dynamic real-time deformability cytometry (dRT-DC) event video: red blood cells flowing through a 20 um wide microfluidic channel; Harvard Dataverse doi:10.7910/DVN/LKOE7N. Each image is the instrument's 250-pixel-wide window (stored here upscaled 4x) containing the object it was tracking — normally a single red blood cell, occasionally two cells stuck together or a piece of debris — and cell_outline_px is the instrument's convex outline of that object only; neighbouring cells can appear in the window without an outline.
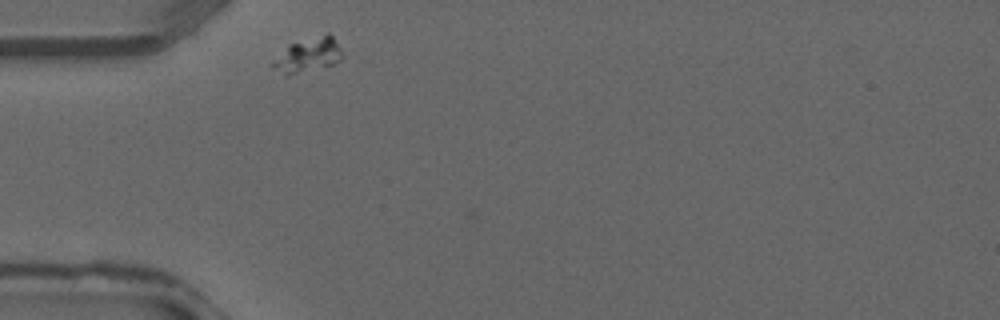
{"species": "common noctule bat (a hibernating species)", "species_latin": "Nyctalus noctula", "temperature_condition": "warm", "stored_images_in_passage": 22, "camera_frame_rate_fps": 3000, "um_per_image_px": 0.085, "animal": {"sex": "male", "forearm_length_mm": 52.5}, "frame": {"image": 1, "passage_image": 1, "time_ms": 0.0, "image_size_px": [1000, 320], "cell_outline_px": [[344, 56], [340, 60], [332, 64], [284, 76], [272, 68], [268, 64], [288, 44], [328, 32], [332, 36], [340, 48]], "centroid_in_image_um": [26.12, 4.67], "position_along_channel_um": 58.9, "area_um2": 13.99}}
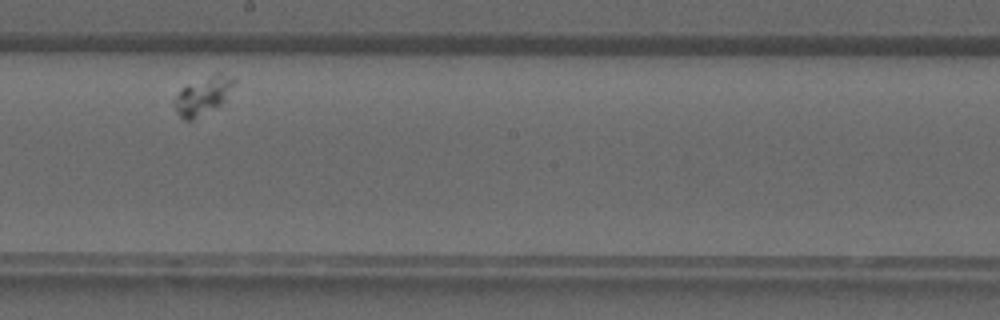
{"frame": {"image": 2, "passage_image": 13, "time_ms": 4.0, "image_size_px": [1000, 320], "cell_outline_px": [[236, 80], [224, 100], [220, 104], [192, 120], [184, 120], [176, 112], [172, 104], [172, 100], [180, 88], [212, 72], [220, 72]], "centroid_in_image_um": [17.18, 8.09], "position_along_channel_um": 231.0, "area_um2": 13.29}}
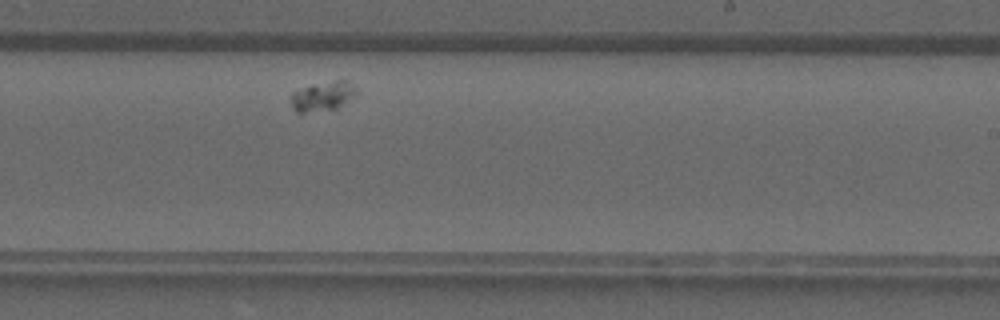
{"frame": {"image": 3, "passage_image": 15, "time_ms": 4.667, "image_size_px": [1000, 320], "cell_outline_px": [[360, 92], [336, 108], [304, 112], [296, 112], [292, 108], [292, 92], [312, 84], [336, 80], [348, 80]], "centroid_in_image_um": [27.46, 8.15], "position_along_channel_um": 261.5, "area_um2": 11.1}}